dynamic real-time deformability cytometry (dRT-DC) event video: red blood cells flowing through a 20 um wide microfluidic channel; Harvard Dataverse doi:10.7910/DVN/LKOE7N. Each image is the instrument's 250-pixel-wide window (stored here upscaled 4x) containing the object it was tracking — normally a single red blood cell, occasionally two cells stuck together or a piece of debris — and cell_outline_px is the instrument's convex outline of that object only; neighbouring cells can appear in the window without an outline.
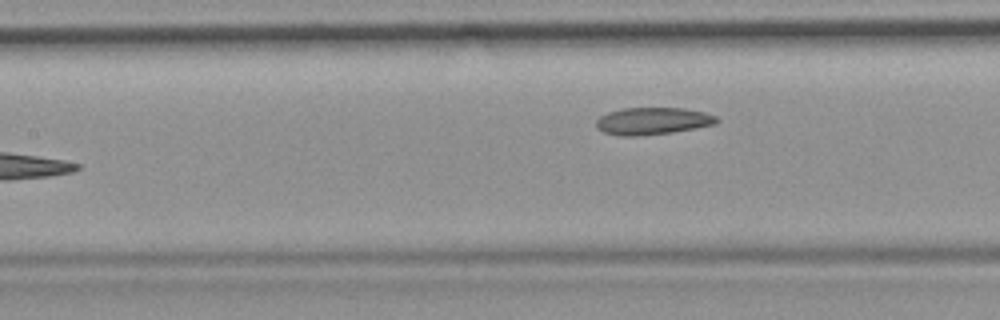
{"species": "common noctule bat (a hibernating species)", "species_latin": "Nyctalus noctula", "temperature_condition": "room temperature", "stored_images_in_passage": 9, "camera_frame_rate_fps": 3000, "um_per_image_px": 0.085, "animal": {"sex": "female", "body_mass_g": 19.9}, "frame": {"image": 1, "passage_image": 9, "time_ms": 10.0, "image_size_px": [1000, 320], "cell_outline_px": [[720, 120], [716, 124], [696, 128], [672, 132], [640, 136], [620, 136], [604, 132], [596, 128], [596, 120], [600, 116], [608, 112], [624, 108], [684, 108], [704, 112], [716, 116]], "centroid_in_image_um": [55.48, 10.29], "position_along_channel_um": 151.9, "area_um2": 19.19}}